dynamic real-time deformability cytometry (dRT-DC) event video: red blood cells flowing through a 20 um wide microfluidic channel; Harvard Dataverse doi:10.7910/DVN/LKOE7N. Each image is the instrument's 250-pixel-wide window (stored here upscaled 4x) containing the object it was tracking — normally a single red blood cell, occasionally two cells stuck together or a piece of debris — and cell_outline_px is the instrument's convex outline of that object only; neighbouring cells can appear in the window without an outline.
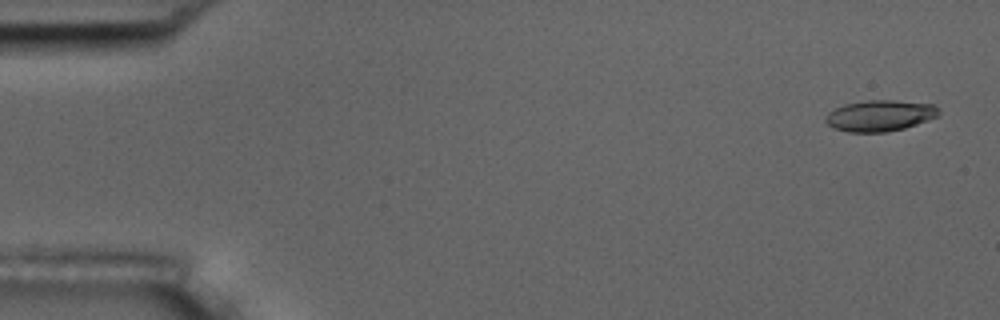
{"species": "common noctule bat (a hibernating species)", "species_latin": "Nyctalus noctula", "temperature_condition": "room temperature", "stored_images_in_passage": 5, "camera_frame_rate_fps": 3000, "um_per_image_px": 0.085, "animal": {"sex": "male", "body_mass_g": 17.5, "forearm_length_mm": 52.3}, "frame": {"image": 1, "passage_image": 1, "time_ms": 0.0, "image_size_px": [1000, 320], "cell_outline_px": [[940, 116], [904, 128], [884, 132], [848, 132], [832, 128], [824, 120], [828, 112], [844, 104], [868, 100], [896, 100], [936, 104], [940, 108]], "centroid_in_image_um": [74.83, 9.82], "position_along_channel_um": 10.2, "area_um2": 20.75}}
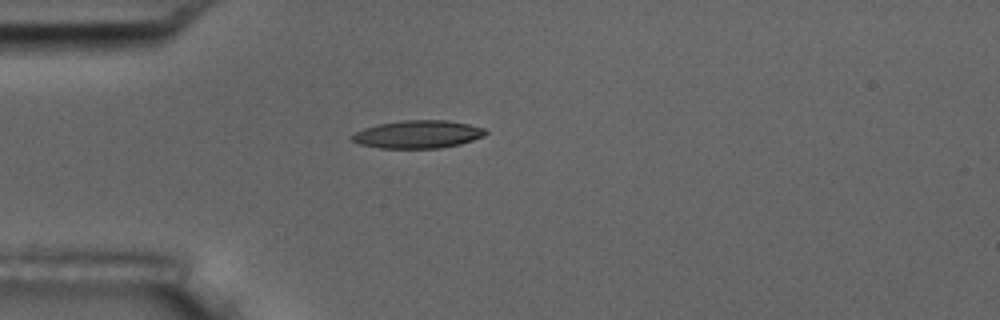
{"frame": {"image": 2, "passage_image": 4, "time_ms": 4.333, "image_size_px": [1000, 320], "cell_outline_px": [[488, 132], [484, 136], [460, 144], [440, 148], [380, 148], [360, 144], [352, 140], [352, 136], [356, 132], [364, 128], [380, 124], [404, 120], [448, 120], [468, 124], [484, 128]], "centroid_in_image_um": [35.55, 11.42], "position_along_channel_um": 49.4, "area_um2": 21.5}}